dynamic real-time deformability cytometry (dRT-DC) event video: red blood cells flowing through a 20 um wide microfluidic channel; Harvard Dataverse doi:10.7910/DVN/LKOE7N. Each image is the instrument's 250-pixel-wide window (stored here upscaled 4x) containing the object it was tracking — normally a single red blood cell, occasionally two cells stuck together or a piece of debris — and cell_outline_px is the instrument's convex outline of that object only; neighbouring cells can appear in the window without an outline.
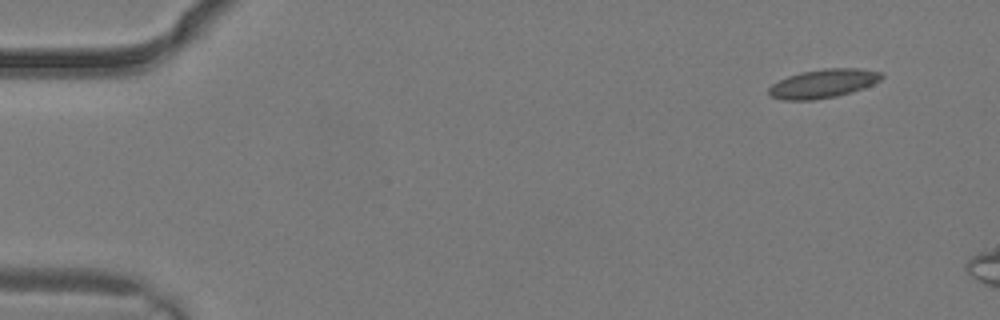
{"species": "common noctule bat (a hibernating species)", "species_latin": "Nyctalus noctula", "temperature_condition": "warm", "stored_images_in_passage": 2, "camera_frame_rate_fps": 3000, "um_per_image_px": 0.085, "animal": {"sex": "male", "body_mass_g": 19.2, "forearm_length_mm": 51.8}, "frame": {"image": 1, "passage_image": 1, "time_ms": 0.0, "image_size_px": [1000, 320], "cell_outline_px": [[884, 76], [880, 80], [864, 88], [852, 92], [836, 96], [812, 100], [784, 100], [768, 96], [768, 88], [772, 84], [788, 76], [800, 72], [824, 68], [860, 68], [880, 72]], "centroid_in_image_um": [69.95, 7.1], "position_along_channel_um": 15.0, "area_um2": 18.96}}